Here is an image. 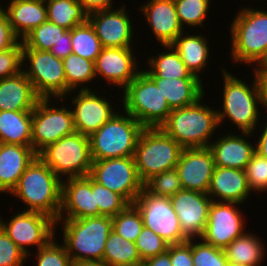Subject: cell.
<instances>
[{"mask_svg": "<svg viewBox=\"0 0 267 266\" xmlns=\"http://www.w3.org/2000/svg\"><path fill=\"white\" fill-rule=\"evenodd\" d=\"M221 72L224 81L222 106L216 108L219 125L224 126L228 120L232 123L231 127L234 124L239 131L253 134L262 120L259 106L263 108L254 74H251L254 78L252 83H246L247 80L242 81L243 79L231 74L224 67Z\"/></svg>", "mask_w": 267, "mask_h": 266, "instance_id": "6da1fadb", "label": "cell"}, {"mask_svg": "<svg viewBox=\"0 0 267 266\" xmlns=\"http://www.w3.org/2000/svg\"><path fill=\"white\" fill-rule=\"evenodd\" d=\"M61 193L62 180L37 156L21 175L10 196L26 205L24 211L41 212L57 221Z\"/></svg>", "mask_w": 267, "mask_h": 266, "instance_id": "7a4b0ae2", "label": "cell"}, {"mask_svg": "<svg viewBox=\"0 0 267 266\" xmlns=\"http://www.w3.org/2000/svg\"><path fill=\"white\" fill-rule=\"evenodd\" d=\"M205 95L195 104L174 109L160 128L183 148H205L220 129L216 106L204 105ZM204 98V99H203Z\"/></svg>", "mask_w": 267, "mask_h": 266, "instance_id": "3957f363", "label": "cell"}, {"mask_svg": "<svg viewBox=\"0 0 267 266\" xmlns=\"http://www.w3.org/2000/svg\"><path fill=\"white\" fill-rule=\"evenodd\" d=\"M229 26L232 61L251 67L262 63L267 57V10L247 5Z\"/></svg>", "mask_w": 267, "mask_h": 266, "instance_id": "277c9868", "label": "cell"}, {"mask_svg": "<svg viewBox=\"0 0 267 266\" xmlns=\"http://www.w3.org/2000/svg\"><path fill=\"white\" fill-rule=\"evenodd\" d=\"M62 226V243L73 263L103 261L105 244L112 231V217H86L82 219H58Z\"/></svg>", "mask_w": 267, "mask_h": 266, "instance_id": "5b68a950", "label": "cell"}, {"mask_svg": "<svg viewBox=\"0 0 267 266\" xmlns=\"http://www.w3.org/2000/svg\"><path fill=\"white\" fill-rule=\"evenodd\" d=\"M120 110L89 137L93 161L134 156L137 141L145 127Z\"/></svg>", "mask_w": 267, "mask_h": 266, "instance_id": "8992f818", "label": "cell"}, {"mask_svg": "<svg viewBox=\"0 0 267 266\" xmlns=\"http://www.w3.org/2000/svg\"><path fill=\"white\" fill-rule=\"evenodd\" d=\"M122 95V110L145 128L160 127L172 111L160 86L143 70L122 90Z\"/></svg>", "mask_w": 267, "mask_h": 266, "instance_id": "52a82bcc", "label": "cell"}, {"mask_svg": "<svg viewBox=\"0 0 267 266\" xmlns=\"http://www.w3.org/2000/svg\"><path fill=\"white\" fill-rule=\"evenodd\" d=\"M182 150L183 147L160 127L144 128L133 156L141 181L145 183L156 174L174 169Z\"/></svg>", "mask_w": 267, "mask_h": 266, "instance_id": "ba28073f", "label": "cell"}, {"mask_svg": "<svg viewBox=\"0 0 267 266\" xmlns=\"http://www.w3.org/2000/svg\"><path fill=\"white\" fill-rule=\"evenodd\" d=\"M38 156L61 180L89 175L93 163L90 139L78 132L49 144Z\"/></svg>", "mask_w": 267, "mask_h": 266, "instance_id": "9c48e42d", "label": "cell"}, {"mask_svg": "<svg viewBox=\"0 0 267 266\" xmlns=\"http://www.w3.org/2000/svg\"><path fill=\"white\" fill-rule=\"evenodd\" d=\"M22 71L40 98L66 96L63 60L50 51L31 49L22 42Z\"/></svg>", "mask_w": 267, "mask_h": 266, "instance_id": "30bf717a", "label": "cell"}, {"mask_svg": "<svg viewBox=\"0 0 267 266\" xmlns=\"http://www.w3.org/2000/svg\"><path fill=\"white\" fill-rule=\"evenodd\" d=\"M52 100L54 98H40L32 111V148L37 154L49 144L76 132L71 106H56L57 102L51 104Z\"/></svg>", "mask_w": 267, "mask_h": 266, "instance_id": "8fae6325", "label": "cell"}, {"mask_svg": "<svg viewBox=\"0 0 267 266\" xmlns=\"http://www.w3.org/2000/svg\"><path fill=\"white\" fill-rule=\"evenodd\" d=\"M0 227L9 238L27 255H33L29 247L36 251L45 246L56 235V221L50 216L36 211H19L7 221L1 218Z\"/></svg>", "mask_w": 267, "mask_h": 266, "instance_id": "7c38bea8", "label": "cell"}, {"mask_svg": "<svg viewBox=\"0 0 267 266\" xmlns=\"http://www.w3.org/2000/svg\"><path fill=\"white\" fill-rule=\"evenodd\" d=\"M133 204L142 216L144 227L151 229L169 245L189 240L180 228L170 198L153 195L143 188Z\"/></svg>", "mask_w": 267, "mask_h": 266, "instance_id": "4fadbf2b", "label": "cell"}, {"mask_svg": "<svg viewBox=\"0 0 267 266\" xmlns=\"http://www.w3.org/2000/svg\"><path fill=\"white\" fill-rule=\"evenodd\" d=\"M89 176L110 191L122 195L130 204L144 188L133 156L93 161Z\"/></svg>", "mask_w": 267, "mask_h": 266, "instance_id": "5bb4252c", "label": "cell"}, {"mask_svg": "<svg viewBox=\"0 0 267 266\" xmlns=\"http://www.w3.org/2000/svg\"><path fill=\"white\" fill-rule=\"evenodd\" d=\"M99 92V89L95 92L90 89L72 91L68 94L69 96L71 94V97L74 94L70 104L72 105L75 130L88 137L99 130L119 111L118 107L116 110L115 104H112L107 96L101 93L99 95Z\"/></svg>", "mask_w": 267, "mask_h": 266, "instance_id": "9a60e30c", "label": "cell"}, {"mask_svg": "<svg viewBox=\"0 0 267 266\" xmlns=\"http://www.w3.org/2000/svg\"><path fill=\"white\" fill-rule=\"evenodd\" d=\"M241 204L212 201L208 221L201 239L210 245L224 249L247 230ZM239 207V208H238Z\"/></svg>", "mask_w": 267, "mask_h": 266, "instance_id": "2e32d148", "label": "cell"}, {"mask_svg": "<svg viewBox=\"0 0 267 266\" xmlns=\"http://www.w3.org/2000/svg\"><path fill=\"white\" fill-rule=\"evenodd\" d=\"M133 47H103L94 62L96 79L124 89L141 71ZM137 59V60H136Z\"/></svg>", "mask_w": 267, "mask_h": 266, "instance_id": "e0dca14e", "label": "cell"}, {"mask_svg": "<svg viewBox=\"0 0 267 266\" xmlns=\"http://www.w3.org/2000/svg\"><path fill=\"white\" fill-rule=\"evenodd\" d=\"M123 5V6H122ZM88 15L102 47H134L132 19L124 4ZM122 6V7H121ZM131 19V20H130Z\"/></svg>", "mask_w": 267, "mask_h": 266, "instance_id": "ac0fdd59", "label": "cell"}, {"mask_svg": "<svg viewBox=\"0 0 267 266\" xmlns=\"http://www.w3.org/2000/svg\"><path fill=\"white\" fill-rule=\"evenodd\" d=\"M170 200L183 234L188 239H200L207 225L212 199L205 193L182 189Z\"/></svg>", "mask_w": 267, "mask_h": 266, "instance_id": "d6986e66", "label": "cell"}, {"mask_svg": "<svg viewBox=\"0 0 267 266\" xmlns=\"http://www.w3.org/2000/svg\"><path fill=\"white\" fill-rule=\"evenodd\" d=\"M86 217H99L98 206H95V181L89 175L62 180L58 219Z\"/></svg>", "mask_w": 267, "mask_h": 266, "instance_id": "ffe728a7", "label": "cell"}, {"mask_svg": "<svg viewBox=\"0 0 267 266\" xmlns=\"http://www.w3.org/2000/svg\"><path fill=\"white\" fill-rule=\"evenodd\" d=\"M215 168L212 152L205 148H183L175 167L183 189L207 194Z\"/></svg>", "mask_w": 267, "mask_h": 266, "instance_id": "44dd1931", "label": "cell"}, {"mask_svg": "<svg viewBox=\"0 0 267 266\" xmlns=\"http://www.w3.org/2000/svg\"><path fill=\"white\" fill-rule=\"evenodd\" d=\"M217 136L208 146L212 152L216 167L245 170L246 165L255 153L254 143L250 140L254 136L252 133L227 132L226 135ZM250 138V139H249Z\"/></svg>", "mask_w": 267, "mask_h": 266, "instance_id": "7402d4cb", "label": "cell"}, {"mask_svg": "<svg viewBox=\"0 0 267 266\" xmlns=\"http://www.w3.org/2000/svg\"><path fill=\"white\" fill-rule=\"evenodd\" d=\"M159 45H171L184 29L180 25L174 0H147L138 7Z\"/></svg>", "mask_w": 267, "mask_h": 266, "instance_id": "603a6c76", "label": "cell"}, {"mask_svg": "<svg viewBox=\"0 0 267 266\" xmlns=\"http://www.w3.org/2000/svg\"><path fill=\"white\" fill-rule=\"evenodd\" d=\"M251 192L245 170L215 166L207 192L212 201L242 205L252 196Z\"/></svg>", "mask_w": 267, "mask_h": 266, "instance_id": "cb8c5ba5", "label": "cell"}, {"mask_svg": "<svg viewBox=\"0 0 267 266\" xmlns=\"http://www.w3.org/2000/svg\"><path fill=\"white\" fill-rule=\"evenodd\" d=\"M38 156L32 146L4 144L0 150V194L11 193L27 167Z\"/></svg>", "mask_w": 267, "mask_h": 266, "instance_id": "d4e9b609", "label": "cell"}, {"mask_svg": "<svg viewBox=\"0 0 267 266\" xmlns=\"http://www.w3.org/2000/svg\"><path fill=\"white\" fill-rule=\"evenodd\" d=\"M39 100L23 71L0 80V111H33Z\"/></svg>", "mask_w": 267, "mask_h": 266, "instance_id": "484cf974", "label": "cell"}, {"mask_svg": "<svg viewBox=\"0 0 267 266\" xmlns=\"http://www.w3.org/2000/svg\"><path fill=\"white\" fill-rule=\"evenodd\" d=\"M4 7L2 9L14 33L21 41L36 27L47 21L45 0H10Z\"/></svg>", "mask_w": 267, "mask_h": 266, "instance_id": "4316f807", "label": "cell"}, {"mask_svg": "<svg viewBox=\"0 0 267 266\" xmlns=\"http://www.w3.org/2000/svg\"><path fill=\"white\" fill-rule=\"evenodd\" d=\"M195 34H186L185 30L179 34L171 46L181 56V60L191 71V73L197 76L203 81L200 76L205 72L210 58V45L208 44L207 37L205 34L194 32ZM204 69V70H203Z\"/></svg>", "mask_w": 267, "mask_h": 266, "instance_id": "83f0119b", "label": "cell"}, {"mask_svg": "<svg viewBox=\"0 0 267 266\" xmlns=\"http://www.w3.org/2000/svg\"><path fill=\"white\" fill-rule=\"evenodd\" d=\"M167 100L171 110L195 104L206 95L205 83L199 78H151Z\"/></svg>", "mask_w": 267, "mask_h": 266, "instance_id": "f1b7e54d", "label": "cell"}, {"mask_svg": "<svg viewBox=\"0 0 267 266\" xmlns=\"http://www.w3.org/2000/svg\"><path fill=\"white\" fill-rule=\"evenodd\" d=\"M0 141L32 146V111H0Z\"/></svg>", "mask_w": 267, "mask_h": 266, "instance_id": "f546056e", "label": "cell"}, {"mask_svg": "<svg viewBox=\"0 0 267 266\" xmlns=\"http://www.w3.org/2000/svg\"><path fill=\"white\" fill-rule=\"evenodd\" d=\"M166 50L147 57V69L143 71L150 78H198L181 60V56L171 45H161Z\"/></svg>", "mask_w": 267, "mask_h": 266, "instance_id": "4dcf8cb0", "label": "cell"}, {"mask_svg": "<svg viewBox=\"0 0 267 266\" xmlns=\"http://www.w3.org/2000/svg\"><path fill=\"white\" fill-rule=\"evenodd\" d=\"M262 237L245 232L223 250L228 261L248 266H260L265 259L266 248Z\"/></svg>", "mask_w": 267, "mask_h": 266, "instance_id": "1f68e13d", "label": "cell"}, {"mask_svg": "<svg viewBox=\"0 0 267 266\" xmlns=\"http://www.w3.org/2000/svg\"><path fill=\"white\" fill-rule=\"evenodd\" d=\"M63 64L66 77V96L64 97L66 100L64 98H55V100L58 103L61 102V104H65V102L68 101L67 98H71L68 94L72 91L93 89L89 88L90 83L92 84L93 80H97L93 61L71 53L63 59ZM86 84L89 86H86Z\"/></svg>", "mask_w": 267, "mask_h": 266, "instance_id": "d6a6232c", "label": "cell"}, {"mask_svg": "<svg viewBox=\"0 0 267 266\" xmlns=\"http://www.w3.org/2000/svg\"><path fill=\"white\" fill-rule=\"evenodd\" d=\"M47 20L67 30L88 20V14L78 0H45Z\"/></svg>", "mask_w": 267, "mask_h": 266, "instance_id": "836d02e7", "label": "cell"}, {"mask_svg": "<svg viewBox=\"0 0 267 266\" xmlns=\"http://www.w3.org/2000/svg\"><path fill=\"white\" fill-rule=\"evenodd\" d=\"M103 261L108 266H140L141 258L135 242L111 231L105 244Z\"/></svg>", "mask_w": 267, "mask_h": 266, "instance_id": "e575fe53", "label": "cell"}, {"mask_svg": "<svg viewBox=\"0 0 267 266\" xmlns=\"http://www.w3.org/2000/svg\"><path fill=\"white\" fill-rule=\"evenodd\" d=\"M71 45L72 53L93 62L96 61L103 48L88 20L71 29Z\"/></svg>", "mask_w": 267, "mask_h": 266, "instance_id": "d590c367", "label": "cell"}, {"mask_svg": "<svg viewBox=\"0 0 267 266\" xmlns=\"http://www.w3.org/2000/svg\"><path fill=\"white\" fill-rule=\"evenodd\" d=\"M211 1L213 0H174L178 20L184 30L187 27H205Z\"/></svg>", "mask_w": 267, "mask_h": 266, "instance_id": "8d00e7d4", "label": "cell"}, {"mask_svg": "<svg viewBox=\"0 0 267 266\" xmlns=\"http://www.w3.org/2000/svg\"><path fill=\"white\" fill-rule=\"evenodd\" d=\"M143 227L142 216L134 204H129L122 212L112 217V230L132 242L137 240Z\"/></svg>", "mask_w": 267, "mask_h": 266, "instance_id": "74e56055", "label": "cell"}, {"mask_svg": "<svg viewBox=\"0 0 267 266\" xmlns=\"http://www.w3.org/2000/svg\"><path fill=\"white\" fill-rule=\"evenodd\" d=\"M66 31L67 29L47 20L31 31L22 42L31 49L49 51Z\"/></svg>", "mask_w": 267, "mask_h": 266, "instance_id": "f35d334b", "label": "cell"}, {"mask_svg": "<svg viewBox=\"0 0 267 266\" xmlns=\"http://www.w3.org/2000/svg\"><path fill=\"white\" fill-rule=\"evenodd\" d=\"M144 188L153 195L168 198L183 189L175 168L152 176L144 183Z\"/></svg>", "mask_w": 267, "mask_h": 266, "instance_id": "ab89813d", "label": "cell"}, {"mask_svg": "<svg viewBox=\"0 0 267 266\" xmlns=\"http://www.w3.org/2000/svg\"><path fill=\"white\" fill-rule=\"evenodd\" d=\"M192 259L193 266H227L229 262L222 248L205 243L201 238L192 239Z\"/></svg>", "mask_w": 267, "mask_h": 266, "instance_id": "60d3db41", "label": "cell"}, {"mask_svg": "<svg viewBox=\"0 0 267 266\" xmlns=\"http://www.w3.org/2000/svg\"><path fill=\"white\" fill-rule=\"evenodd\" d=\"M129 204L122 195L95 182V206H98L99 216H116Z\"/></svg>", "mask_w": 267, "mask_h": 266, "instance_id": "b9f144b4", "label": "cell"}, {"mask_svg": "<svg viewBox=\"0 0 267 266\" xmlns=\"http://www.w3.org/2000/svg\"><path fill=\"white\" fill-rule=\"evenodd\" d=\"M56 236L45 246L38 249L36 256V266H72L73 262L67 253L64 244H58ZM56 241V242H55Z\"/></svg>", "mask_w": 267, "mask_h": 266, "instance_id": "7bdbcfd3", "label": "cell"}, {"mask_svg": "<svg viewBox=\"0 0 267 266\" xmlns=\"http://www.w3.org/2000/svg\"><path fill=\"white\" fill-rule=\"evenodd\" d=\"M135 244L141 261L166 252L169 246L162 237L146 227L142 228Z\"/></svg>", "mask_w": 267, "mask_h": 266, "instance_id": "ee69618b", "label": "cell"}, {"mask_svg": "<svg viewBox=\"0 0 267 266\" xmlns=\"http://www.w3.org/2000/svg\"><path fill=\"white\" fill-rule=\"evenodd\" d=\"M248 185L252 193L267 192V159L256 152L245 168Z\"/></svg>", "mask_w": 267, "mask_h": 266, "instance_id": "f6af8a7d", "label": "cell"}, {"mask_svg": "<svg viewBox=\"0 0 267 266\" xmlns=\"http://www.w3.org/2000/svg\"><path fill=\"white\" fill-rule=\"evenodd\" d=\"M27 260L25 252L0 227V266H24Z\"/></svg>", "mask_w": 267, "mask_h": 266, "instance_id": "bcb514c9", "label": "cell"}, {"mask_svg": "<svg viewBox=\"0 0 267 266\" xmlns=\"http://www.w3.org/2000/svg\"><path fill=\"white\" fill-rule=\"evenodd\" d=\"M22 71V41L14 48L0 51V80Z\"/></svg>", "mask_w": 267, "mask_h": 266, "instance_id": "7dc6e473", "label": "cell"}, {"mask_svg": "<svg viewBox=\"0 0 267 266\" xmlns=\"http://www.w3.org/2000/svg\"><path fill=\"white\" fill-rule=\"evenodd\" d=\"M167 252L170 254L172 266H193L192 239L181 244L169 245Z\"/></svg>", "mask_w": 267, "mask_h": 266, "instance_id": "c3c4849f", "label": "cell"}, {"mask_svg": "<svg viewBox=\"0 0 267 266\" xmlns=\"http://www.w3.org/2000/svg\"><path fill=\"white\" fill-rule=\"evenodd\" d=\"M20 41L13 31L5 11L0 8V51L12 49Z\"/></svg>", "mask_w": 267, "mask_h": 266, "instance_id": "681fc988", "label": "cell"}, {"mask_svg": "<svg viewBox=\"0 0 267 266\" xmlns=\"http://www.w3.org/2000/svg\"><path fill=\"white\" fill-rule=\"evenodd\" d=\"M252 73L258 84L262 107L267 110V66L262 63L252 66Z\"/></svg>", "mask_w": 267, "mask_h": 266, "instance_id": "f907efd6", "label": "cell"}, {"mask_svg": "<svg viewBox=\"0 0 267 266\" xmlns=\"http://www.w3.org/2000/svg\"><path fill=\"white\" fill-rule=\"evenodd\" d=\"M57 58L64 59L72 53L71 30H67L57 44L49 50Z\"/></svg>", "mask_w": 267, "mask_h": 266, "instance_id": "816d5d0a", "label": "cell"}, {"mask_svg": "<svg viewBox=\"0 0 267 266\" xmlns=\"http://www.w3.org/2000/svg\"><path fill=\"white\" fill-rule=\"evenodd\" d=\"M78 2L88 15L97 11L111 9L115 3L113 0H78Z\"/></svg>", "mask_w": 267, "mask_h": 266, "instance_id": "f5cc1de1", "label": "cell"}, {"mask_svg": "<svg viewBox=\"0 0 267 266\" xmlns=\"http://www.w3.org/2000/svg\"><path fill=\"white\" fill-rule=\"evenodd\" d=\"M267 119V118H266ZM267 121V120H266ZM265 121V124L264 125H258V129H262V130H258L259 132V135H258V132L256 130V132H253L256 133V135L258 136V140L256 141L255 139V152L257 154H259L260 156H262L263 158H266L267 159V122ZM263 126V127H262Z\"/></svg>", "mask_w": 267, "mask_h": 266, "instance_id": "db71d44e", "label": "cell"}, {"mask_svg": "<svg viewBox=\"0 0 267 266\" xmlns=\"http://www.w3.org/2000/svg\"><path fill=\"white\" fill-rule=\"evenodd\" d=\"M140 266H172L170 254L166 251L155 257L142 261Z\"/></svg>", "mask_w": 267, "mask_h": 266, "instance_id": "11a10c76", "label": "cell"}, {"mask_svg": "<svg viewBox=\"0 0 267 266\" xmlns=\"http://www.w3.org/2000/svg\"><path fill=\"white\" fill-rule=\"evenodd\" d=\"M72 266H108L104 261H80L73 263Z\"/></svg>", "mask_w": 267, "mask_h": 266, "instance_id": "9f6ffc18", "label": "cell"}, {"mask_svg": "<svg viewBox=\"0 0 267 266\" xmlns=\"http://www.w3.org/2000/svg\"><path fill=\"white\" fill-rule=\"evenodd\" d=\"M227 266H248V265H243L241 263H234V262L229 261Z\"/></svg>", "mask_w": 267, "mask_h": 266, "instance_id": "6f0895ef", "label": "cell"}, {"mask_svg": "<svg viewBox=\"0 0 267 266\" xmlns=\"http://www.w3.org/2000/svg\"><path fill=\"white\" fill-rule=\"evenodd\" d=\"M263 65L267 66V57L265 58V60L262 62Z\"/></svg>", "mask_w": 267, "mask_h": 266, "instance_id": "680465c9", "label": "cell"}]
</instances>
